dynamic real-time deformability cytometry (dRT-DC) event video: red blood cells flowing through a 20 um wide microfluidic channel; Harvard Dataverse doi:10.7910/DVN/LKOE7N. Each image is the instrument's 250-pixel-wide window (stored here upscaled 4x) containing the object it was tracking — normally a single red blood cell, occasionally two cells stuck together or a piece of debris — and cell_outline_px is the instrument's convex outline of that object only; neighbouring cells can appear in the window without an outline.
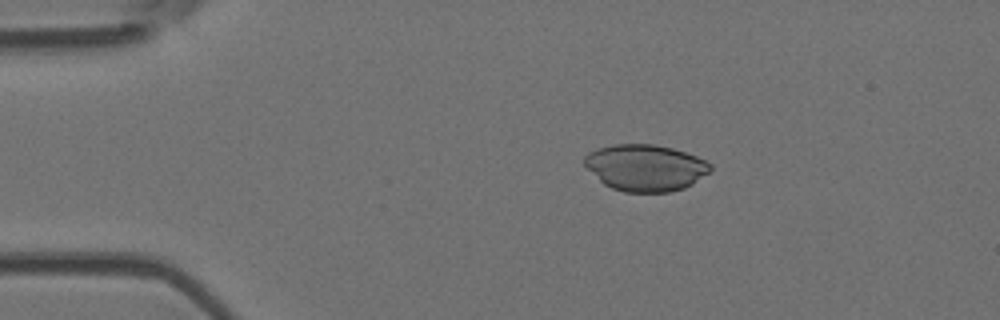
{"species": "Egyptian fruit bat (a non-hibernating species)", "species_latin": "Rousettus aegyptiacus", "temperature_condition": "room temperature", "stored_images_in_passage": 8, "camera_frame_rate_fps": 3000, "um_per_image_px": 0.085, "animal": {"sex": "female"}, "frame": {"image": 1, "passage_image": 3, "time_ms": 2.333, "image_size_px": [1000, 320], "cell_outline_px": [[712, 168], [708, 172], [692, 184], [684, 188], [668, 192], [624, 192], [612, 188], [604, 184], [584, 164], [584, 156], [588, 152], [596, 148], [612, 144], [656, 144], [672, 148], [696, 156], [712, 164]], "centroid_in_image_um": [54.84, 14.24], "position_along_channel_um": 30.2, "area_um2": 34.1}}
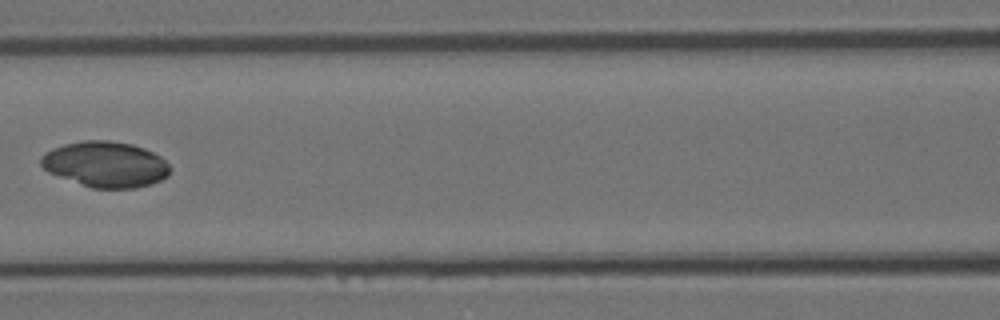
{"frame": {"image": 2, "passage_image": 7, "time_ms": 7.0, "image_size_px": [1000, 320], "cell_outline_px": [[172, 168], [168, 176], [152, 184], [136, 188], [92, 188], [48, 172], [40, 164], [40, 156], [44, 152], [52, 148], [64, 144], [84, 140], [108, 140], [132, 144], [144, 148], [160, 156]], "centroid_in_image_um": [8.97, 13.96], "position_along_channel_um": 157.6, "area_um2": 34.51}}
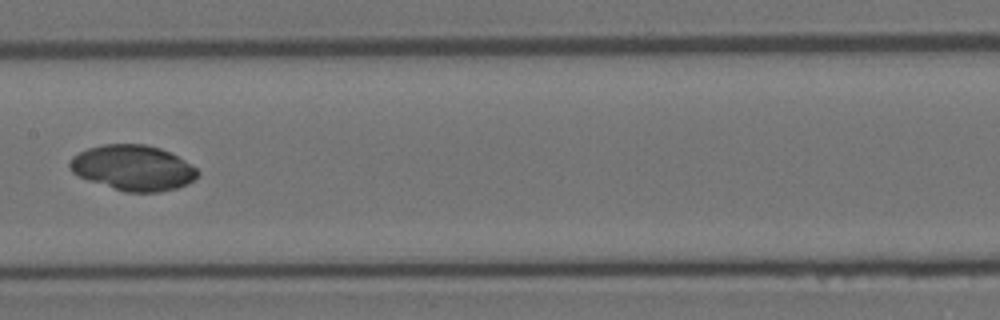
{"frame": {"image": 3, "passage_image": 8, "time_ms": 8.0, "image_size_px": [1000, 320], "cell_outline_px": [[200, 172], [188, 184], [176, 188], [160, 192], [124, 192], [76, 176], [72, 172], [68, 164], [72, 156], [88, 148], [104, 144], [144, 144], [160, 148], [184, 160], [196, 168]], "centroid_in_image_um": [11.27, 14.27], "position_along_channel_um": 196.1, "area_um2": 33.76}}